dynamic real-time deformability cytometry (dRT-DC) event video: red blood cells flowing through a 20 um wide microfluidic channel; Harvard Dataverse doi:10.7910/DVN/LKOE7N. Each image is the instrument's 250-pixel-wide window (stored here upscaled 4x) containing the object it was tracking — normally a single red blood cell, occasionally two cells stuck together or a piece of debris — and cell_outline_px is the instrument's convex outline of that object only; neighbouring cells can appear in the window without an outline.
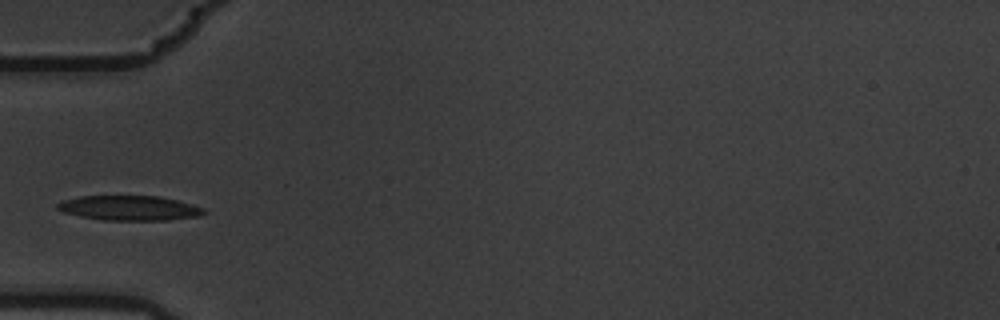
{"species": "common noctule bat (a hibernating species)", "species_latin": "Nyctalus noctula", "temperature_condition": "warm", "stored_images_in_passage": 1, "camera_frame_rate_fps": 3000, "um_per_image_px": 0.085, "animal": {"sex": "male", "body_mass_g": 19.5, "forearm_length_mm": 54.6}, "frame": {"image": 1, "passage_image": 1, "time_ms": 0.0, "image_size_px": [1000, 320], "cell_outline_px": [[208, 212], [200, 216], [168, 220], [104, 220], [80, 216], [64, 212], [56, 208], [56, 204], [64, 200], [80, 196], [160, 196], [192, 204], [204, 208]], "centroid_in_image_um": [11.04, 17.68], "position_along_channel_um": 74.0, "area_um2": 21.15}}